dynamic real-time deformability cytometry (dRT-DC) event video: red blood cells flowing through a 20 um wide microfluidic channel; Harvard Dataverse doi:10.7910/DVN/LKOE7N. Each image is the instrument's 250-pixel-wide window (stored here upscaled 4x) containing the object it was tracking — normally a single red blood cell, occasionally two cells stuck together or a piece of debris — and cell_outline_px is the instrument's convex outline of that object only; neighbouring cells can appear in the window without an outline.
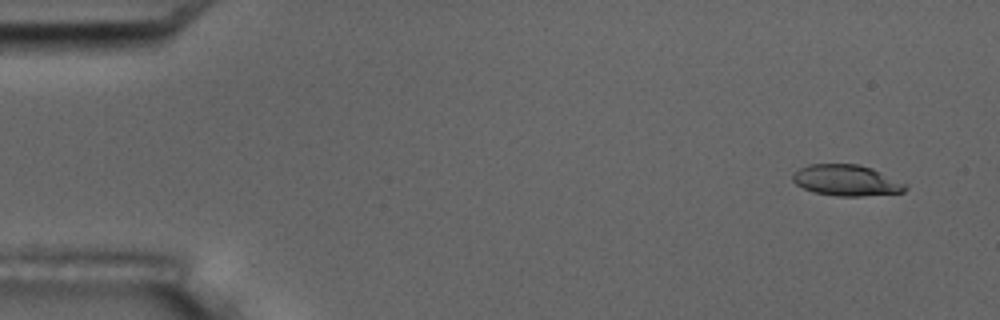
{"species": "common noctule bat (a hibernating species)", "species_latin": "Nyctalus noctula", "temperature_condition": "room temperature", "stored_images_in_passage": 5, "camera_frame_rate_fps": 3000, "um_per_image_px": 0.085, "animal": {"sex": "male", "body_mass_g": 17.5, "forearm_length_mm": 52.3}, "frame": {"image": 1, "passage_image": 2, "time_ms": 1.0, "image_size_px": [1000, 320], "cell_outline_px": [[908, 188], [904, 192], [864, 196], [836, 196], [812, 192], [796, 184], [792, 180], [792, 176], [800, 168], [808, 164], [860, 164], [872, 168], [908, 184]], "centroid_in_image_um": [71.98, 15.33], "position_along_channel_um": 13.0, "area_um2": 20.52}}
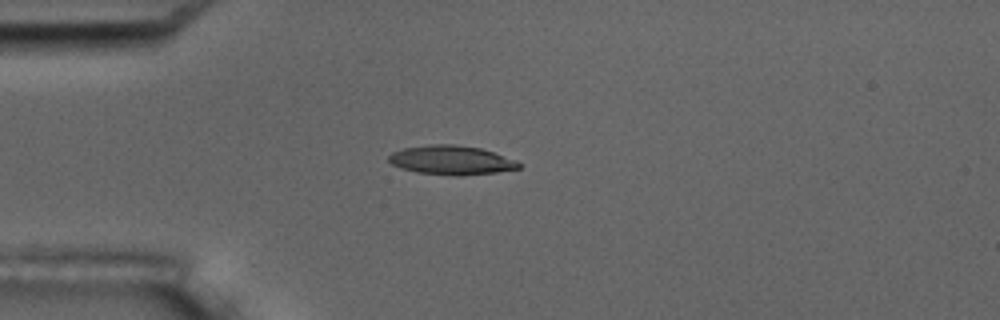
{"frame": {"image": 2, "passage_image": 5, "time_ms": 4.667, "image_size_px": [1000, 320], "cell_outline_px": [[520, 168], [496, 172], [460, 176], [456, 176], [416, 172], [400, 168], [392, 164], [388, 160], [388, 156], [392, 152], [404, 148], [428, 144], [452, 144], [480, 148], [516, 160], [520, 164]], "centroid_in_image_um": [38.33, 13.61], "position_along_channel_um": 46.7, "area_um2": 22.02}}